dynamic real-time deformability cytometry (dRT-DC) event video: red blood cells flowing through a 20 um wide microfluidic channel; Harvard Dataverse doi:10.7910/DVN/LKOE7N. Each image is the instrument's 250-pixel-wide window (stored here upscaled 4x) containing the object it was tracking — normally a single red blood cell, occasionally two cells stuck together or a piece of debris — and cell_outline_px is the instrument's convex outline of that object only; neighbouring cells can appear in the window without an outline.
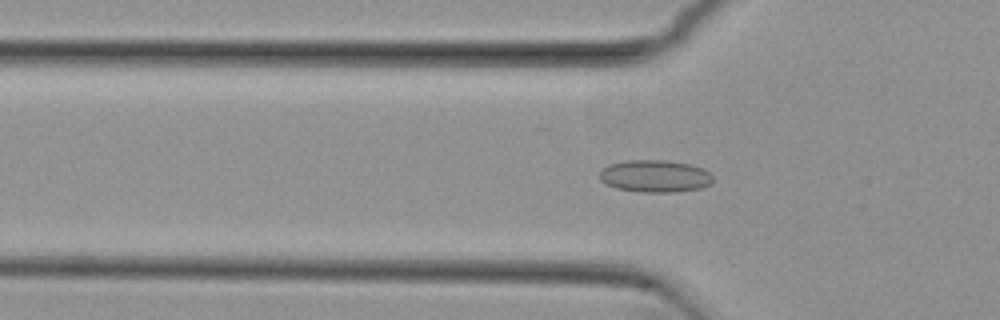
{"species": "common noctule bat (a hibernating species)", "species_latin": "Nyctalus noctula", "temperature_condition": "cold", "stored_images_in_passage": 45, "camera_frame_rate_fps": 3000, "um_per_image_px": 0.085, "animal": {"sex": "female", "body_mass_g": 29.2, "forearm_length_mm": 56.3}, "frame": {"image": 1, "passage_image": 18, "time_ms": 5.667, "image_size_px": [1000, 320], "cell_outline_px": [[712, 184], [700, 188], [676, 192], [644, 192], [616, 188], [600, 180], [600, 172], [608, 164], [628, 160], [664, 160], [688, 164], [704, 168], [712, 176]], "centroid_in_image_um": [55.69, 14.97], "position_along_channel_um": 70.1, "area_um2": 21.21}}
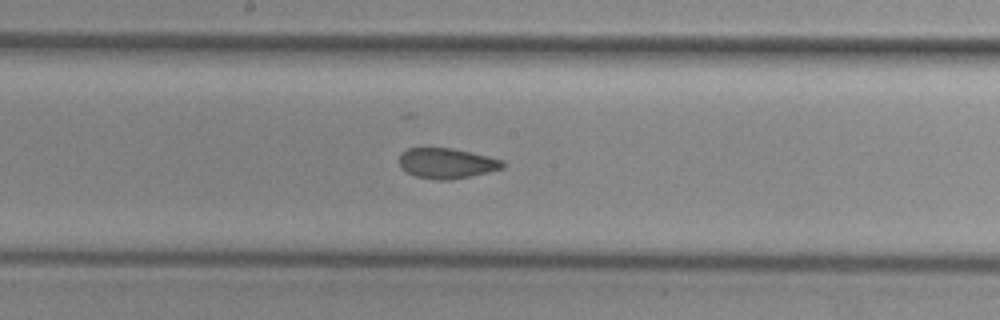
{"frame": {"image": 2, "passage_image": 29, "time_ms": 9.333, "image_size_px": [1000, 320], "cell_outline_px": [[504, 168], [472, 176], [452, 180], [436, 180], [416, 176], [400, 168], [400, 152], [408, 148], [452, 148], [488, 156], [504, 160]], "centroid_in_image_um": [37.98, 13.88], "position_along_channel_um": 210.2, "area_um2": 18.38}}
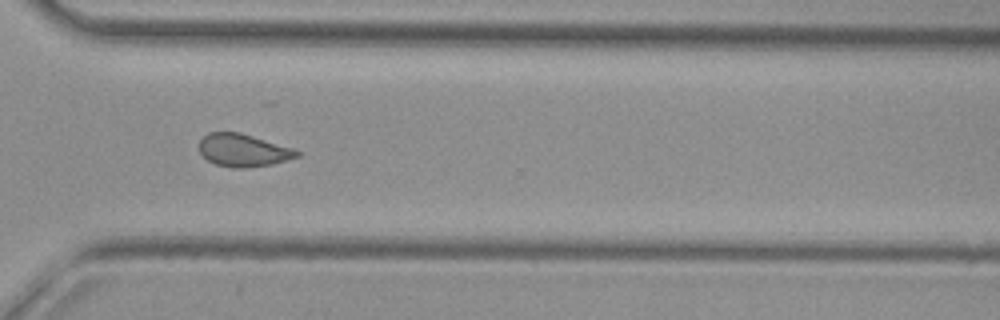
{"frame": {"image": 3, "passage_image": 40, "time_ms": 13.0, "image_size_px": [1000, 320], "cell_outline_px": [[300, 156], [272, 164], [244, 168], [232, 168], [216, 164], [208, 160], [200, 152], [200, 140], [208, 132], [240, 132], [292, 148], [300, 152]], "centroid_in_image_um": [20.67, 12.77], "position_along_channel_um": 349.9, "area_um2": 18.44}}